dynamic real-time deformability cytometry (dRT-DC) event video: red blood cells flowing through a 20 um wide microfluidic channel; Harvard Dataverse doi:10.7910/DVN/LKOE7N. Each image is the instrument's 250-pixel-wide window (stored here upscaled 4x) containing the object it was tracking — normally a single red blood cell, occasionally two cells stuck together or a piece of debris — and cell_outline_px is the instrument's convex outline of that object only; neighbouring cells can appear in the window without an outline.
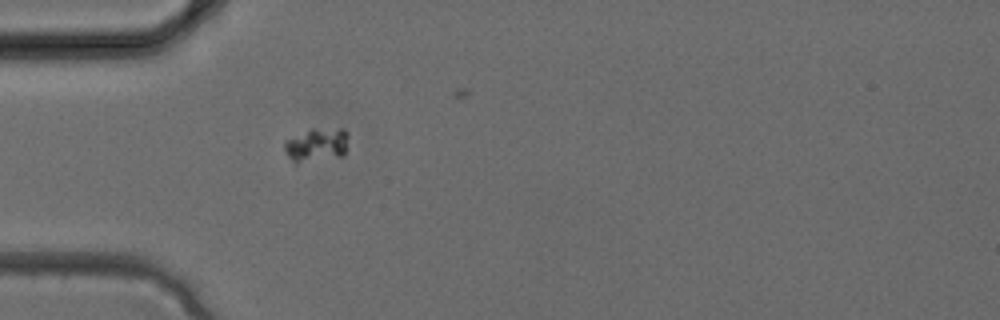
{"species": "common noctule bat (a hibernating species)", "species_latin": "Nyctalus noctula", "temperature_condition": "cold", "stored_images_in_passage": 19, "camera_frame_rate_fps": 3000, "um_per_image_px": 0.085, "animal": {"sex": "female", "body_mass_g": 24.6, "forearm_length_mm": 56.2}, "frame": {"image": 1, "passage_image": 1, "time_ms": 0.0, "image_size_px": [1000, 320], "cell_outline_px": [[348, 136], [344, 156], [296, 164], [284, 152], [284, 140], [312, 128], [344, 128], [348, 132]], "centroid_in_image_um": [26.91, 12.31], "position_along_channel_um": 58.1, "area_um2": 12.95}}
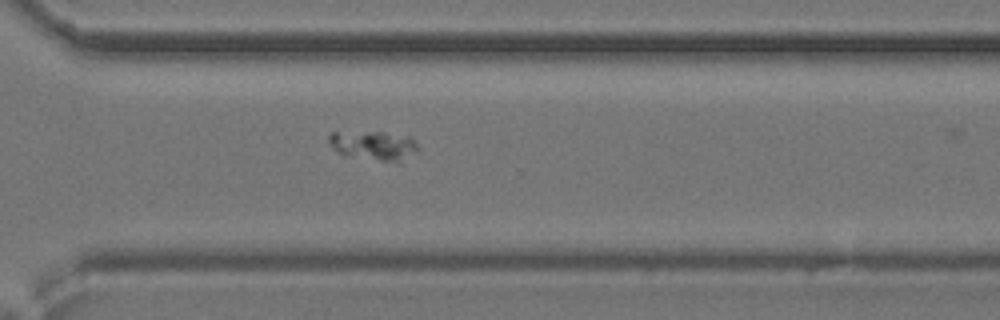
{"frame": {"image": 2, "passage_image": 16, "time_ms": 5.0, "image_size_px": [1000, 320], "cell_outline_px": [[420, 148], [416, 152], [400, 160], [380, 160], [344, 156], [336, 152], [332, 148], [328, 140], [328, 136], [332, 132], [384, 132], [408, 136]], "centroid_in_image_um": [31.68, 12.35], "position_along_channel_um": 338.9, "area_um2": 14.97}}
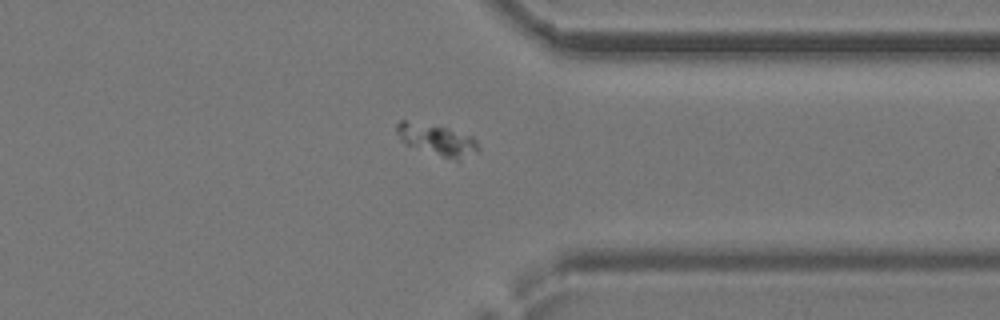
{"frame": {"image": 3, "passage_image": 18, "time_ms": 5.667, "image_size_px": [1000, 320], "cell_outline_px": [[480, 148], [476, 152], [456, 160], [404, 144], [396, 132], [396, 124], [400, 120], [404, 120], [448, 128], [472, 136], [476, 140]], "centroid_in_image_um": [37.13, 11.86], "position_along_channel_um": 374.3, "area_um2": 14.51}}